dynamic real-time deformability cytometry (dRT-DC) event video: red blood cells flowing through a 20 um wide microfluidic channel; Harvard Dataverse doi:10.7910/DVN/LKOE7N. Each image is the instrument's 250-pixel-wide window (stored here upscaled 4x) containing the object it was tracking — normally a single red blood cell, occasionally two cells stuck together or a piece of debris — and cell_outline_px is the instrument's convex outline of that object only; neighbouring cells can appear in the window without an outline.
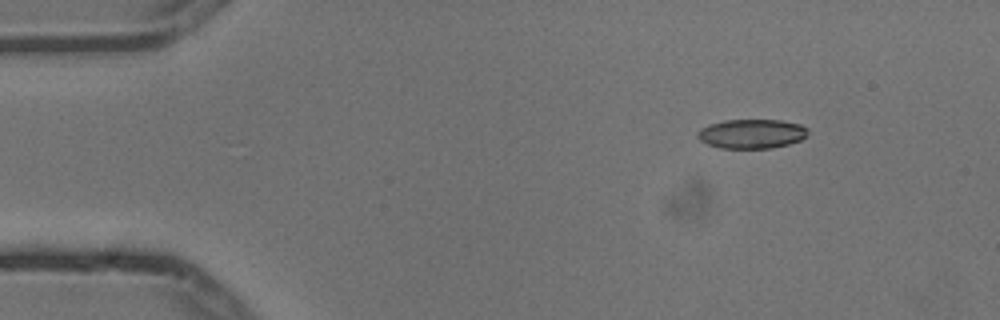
{"species": "common noctule bat (a hibernating species)", "species_latin": "Nyctalus noctula", "temperature_condition": "cold", "stored_images_in_passage": 4, "camera_frame_rate_fps": 3000, "um_per_image_px": 0.085, "animal": {"sex": "male", "body_mass_g": 13.3}, "frame": {"image": 1, "passage_image": 2, "time_ms": 0.333, "image_size_px": [1000, 320], "cell_outline_px": [[808, 136], [800, 140], [788, 144], [772, 148], [720, 148], [708, 144], [700, 140], [696, 136], [696, 132], [700, 128], [724, 120], [780, 120], [800, 124], [808, 128]], "centroid_in_image_um": [63.9, 11.37], "position_along_channel_um": 21.1, "area_um2": 18.9}}